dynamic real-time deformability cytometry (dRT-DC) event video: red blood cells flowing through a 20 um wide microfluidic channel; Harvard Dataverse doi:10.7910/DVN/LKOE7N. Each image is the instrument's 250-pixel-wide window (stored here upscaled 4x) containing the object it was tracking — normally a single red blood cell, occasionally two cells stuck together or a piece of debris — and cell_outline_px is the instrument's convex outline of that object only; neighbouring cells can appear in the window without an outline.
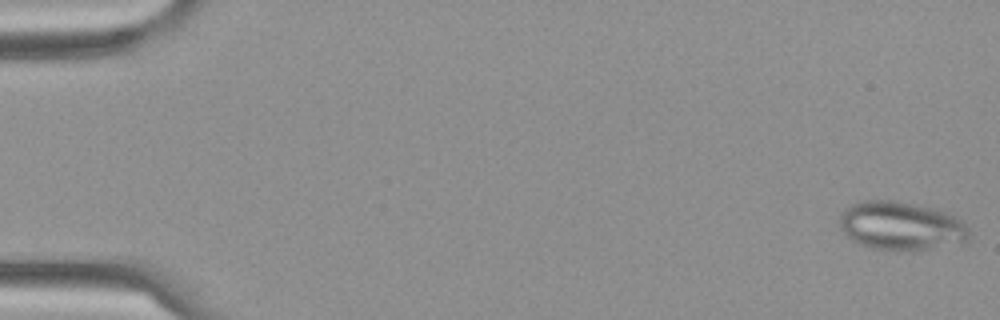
{"species": "Egyptian fruit bat (a non-hibernating species)", "species_latin": "Rousettus aegyptiacus", "temperature_condition": "cold", "stored_images_in_passage": 6, "camera_frame_rate_fps": 3000, "um_per_image_px": 0.085, "frame": {"image": 1, "passage_image": 1, "time_ms": 0.0, "image_size_px": [1000, 320], "cell_outline_px": [[968, 240], [912, 252], [896, 252], [872, 248], [860, 244], [852, 240], [844, 232], [840, 224], [840, 216], [844, 208], [852, 204], [868, 200], [896, 200], [932, 208], [956, 216], [968, 228]], "centroid_in_image_um": [76.56, 19.21], "position_along_channel_um": 8.4, "area_um2": 36.65}}